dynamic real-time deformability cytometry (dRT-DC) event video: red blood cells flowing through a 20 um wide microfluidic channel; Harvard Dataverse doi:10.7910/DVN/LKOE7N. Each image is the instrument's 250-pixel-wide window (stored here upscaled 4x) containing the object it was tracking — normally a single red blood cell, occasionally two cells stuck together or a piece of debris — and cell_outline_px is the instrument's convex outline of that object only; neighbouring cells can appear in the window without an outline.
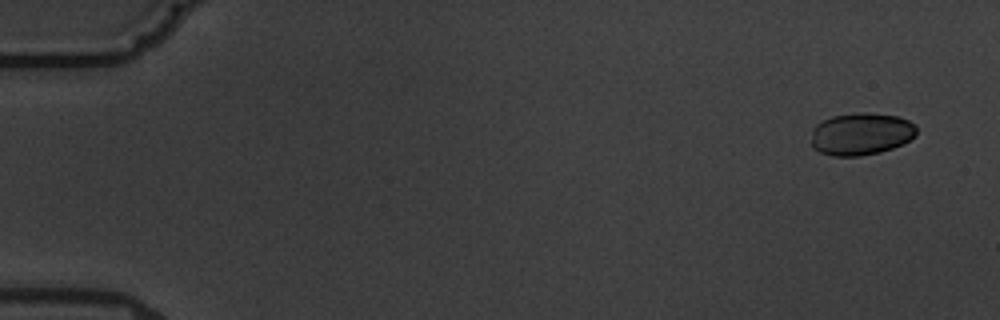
{"species": "common noctule bat (a hibernating species)", "species_latin": "Nyctalus noctula", "temperature_condition": "warm", "stored_images_in_passage": 5, "camera_frame_rate_fps": 3000, "um_per_image_px": 0.085, "animal": {"sex": "male", "body_mass_g": 19.5, "forearm_length_mm": 54.6}, "frame": {"image": 1, "passage_image": 1, "time_ms": 0.0, "image_size_px": [1000, 320], "cell_outline_px": [[916, 136], [892, 148], [880, 152], [860, 156], [832, 156], [820, 152], [812, 148], [812, 128], [816, 124], [832, 116], [860, 112], [864, 112], [896, 116], [908, 120], [916, 128]], "centroid_in_image_um": [73.15, 11.39], "position_along_channel_um": 11.8, "area_um2": 25.89}}